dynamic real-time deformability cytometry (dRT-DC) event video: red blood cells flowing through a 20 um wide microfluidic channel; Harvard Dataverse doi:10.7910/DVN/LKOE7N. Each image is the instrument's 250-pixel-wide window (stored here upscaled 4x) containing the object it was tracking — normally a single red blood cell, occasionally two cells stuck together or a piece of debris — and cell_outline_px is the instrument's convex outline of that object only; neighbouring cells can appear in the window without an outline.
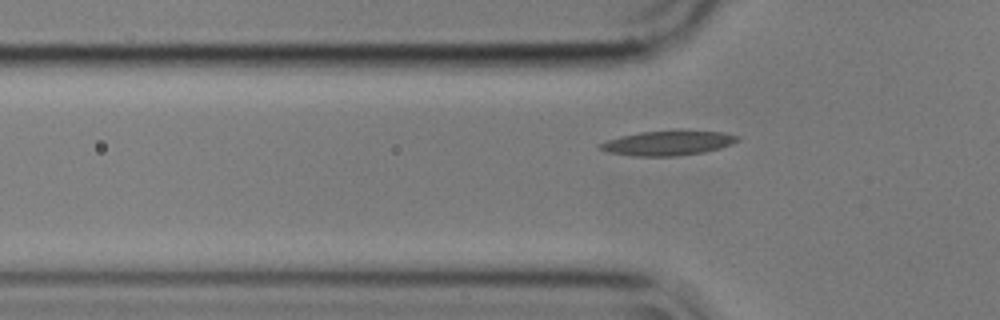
{"species": "common noctule bat (a hibernating species)", "species_latin": "Nyctalus noctula", "temperature_condition": "cold", "stored_images_in_passage": 37, "camera_frame_rate_fps": 3000, "um_per_image_px": 0.085, "animal": {"sex": "male", "body_mass_g": 17.9}, "frame": {"image": 1, "passage_image": 5, "time_ms": 1.333, "image_size_px": [1000, 320], "cell_outline_px": [[740, 140], [732, 144], [720, 148], [704, 152], [676, 156], [632, 156], [608, 152], [596, 148], [596, 144], [620, 136], [640, 132], [676, 128], [680, 128], [724, 132], [740, 136]], "centroid_in_image_um": [56.79, 12.12], "position_along_channel_um": 69.0, "area_um2": 20.69}}
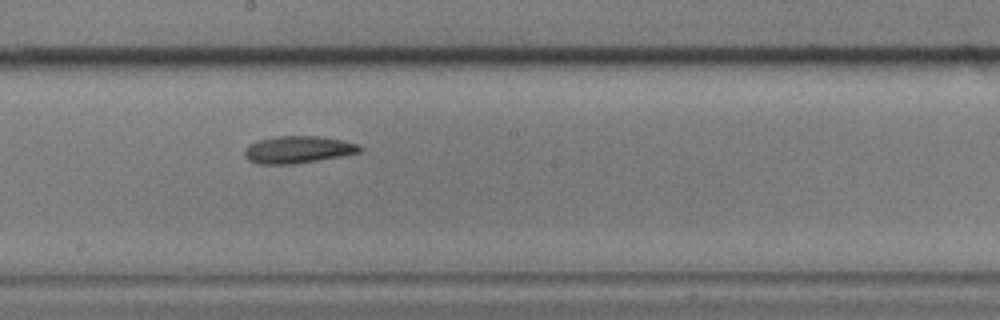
{"frame": {"image": 2, "passage_image": 18, "time_ms": 5.667, "image_size_px": [1000, 320], "cell_outline_px": [[364, 148], [360, 152], [340, 156], [292, 164], [260, 164], [248, 160], [244, 156], [244, 152], [248, 144], [260, 140], [276, 136], [316, 136], [344, 140], [360, 144]], "centroid_in_image_um": [25.34, 12.71], "position_along_channel_um": 222.9, "area_um2": 18.21}}
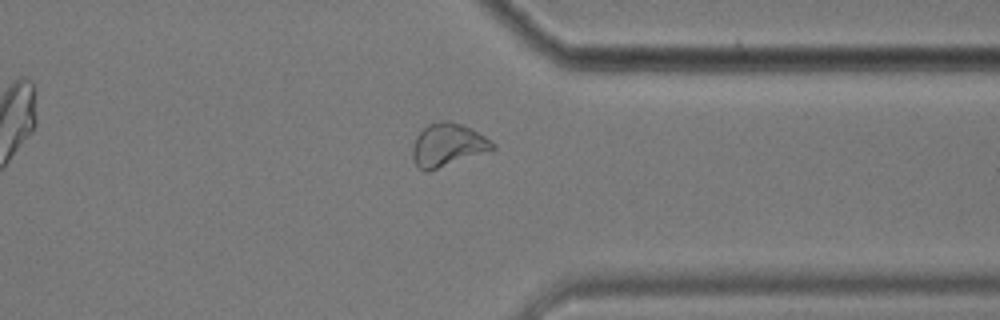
{"frame": {"image": 3, "passage_image": 31, "time_ms": 10.0, "image_size_px": [1000, 320], "cell_outline_px": [[496, 148], [428, 172], [424, 172], [412, 160], [412, 148], [416, 136], [428, 124], [440, 120], [444, 120], [460, 124], [472, 128], [496, 144]], "centroid_in_image_um": [38.03, 12.32], "position_along_channel_um": 373.4, "area_um2": 19.94}, "authors_computed_cell_mechanics": {"area_um2": 18.2648, "velocity_mm_per_s": 3.5384, "shape_relaxation_time_tau1_ms": 6.5033, "shape_relaxation_time_tau2_ms": 9.7508, "deformation_change_tau1": 0.1351, "deformation_change_tau2": 0.1706}}